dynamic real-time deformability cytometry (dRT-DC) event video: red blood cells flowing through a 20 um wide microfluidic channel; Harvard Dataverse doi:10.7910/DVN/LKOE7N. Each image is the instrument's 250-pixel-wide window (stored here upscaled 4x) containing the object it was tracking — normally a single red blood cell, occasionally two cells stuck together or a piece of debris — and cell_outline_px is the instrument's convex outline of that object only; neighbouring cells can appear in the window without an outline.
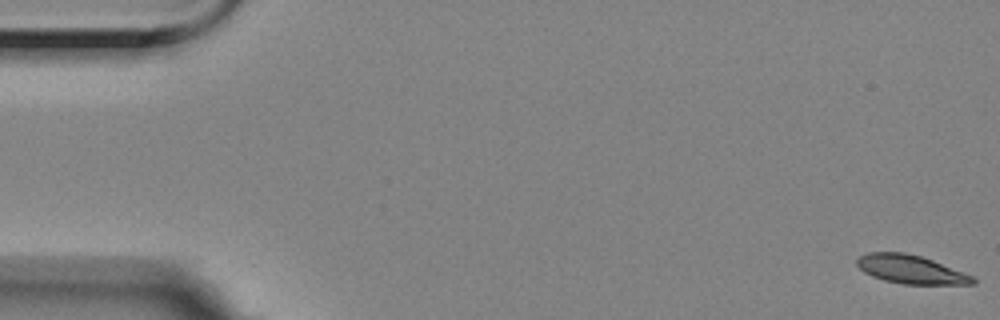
{"species": "Egyptian fruit bat (a non-hibernating species)", "species_latin": "Rousettus aegyptiacus", "temperature_condition": "room temperature", "stored_images_in_passage": 58, "camera_frame_rate_fps": 3000, "um_per_image_px": 0.085, "animal": {"sex": "female"}, "frame": {"image": 1, "passage_image": 1, "time_ms": 0.0, "image_size_px": [1000, 320], "cell_outline_px": [[976, 284], [904, 284], [884, 280], [872, 276], [864, 272], [856, 264], [856, 260], [860, 256], [868, 252], [904, 252], [920, 256], [932, 260], [972, 276], [976, 280]], "centroid_in_image_um": [77.38, 22.89], "position_along_channel_um": 7.6, "area_um2": 19.02}}
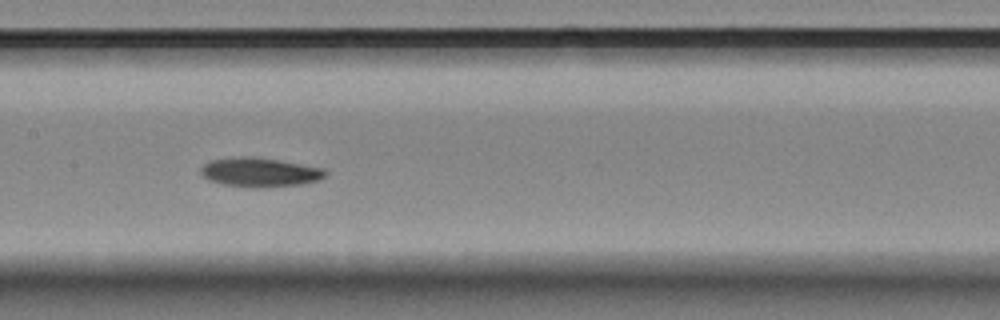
{"frame": {"image": 2, "passage_image": 28, "time_ms": 9.0, "image_size_px": [1000, 320], "cell_outline_px": [[328, 172], [320, 180], [304, 184], [264, 188], [248, 188], [224, 184], [208, 180], [200, 172], [200, 168], [204, 164], [212, 160], [240, 156], [256, 156], [280, 160], [324, 168]], "centroid_in_image_um": [22.11, 14.65], "position_along_channel_um": 185.3, "area_um2": 21.56}}
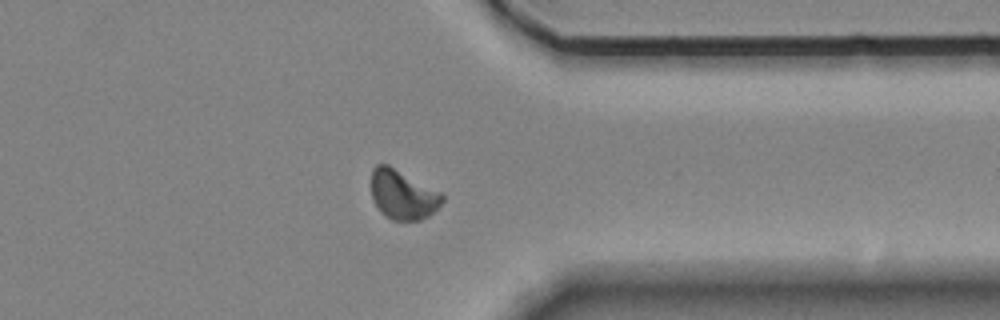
{"frame": {"image": 3, "passage_image": 45, "time_ms": 14.667, "image_size_px": [1000, 320], "cell_outline_px": [[444, 200], [428, 216], [420, 220], [392, 220], [384, 216], [380, 212], [372, 200], [372, 168], [376, 164], [388, 164], [440, 192], [444, 196]], "centroid_in_image_um": [34.2, 16.55], "position_along_channel_um": 377.2, "area_um2": 20.35}, "authors_computed_cell_mechanics": {"area_um2": 20.23, "velocity_mm_per_s": 3.4886, "shape_relaxation_time_tau1_ms": 5.5899, "shape_relaxation_time_tau2_ms": null, "deformation_change_tau1": 0.1418, "deformation_change_tau2": null}}